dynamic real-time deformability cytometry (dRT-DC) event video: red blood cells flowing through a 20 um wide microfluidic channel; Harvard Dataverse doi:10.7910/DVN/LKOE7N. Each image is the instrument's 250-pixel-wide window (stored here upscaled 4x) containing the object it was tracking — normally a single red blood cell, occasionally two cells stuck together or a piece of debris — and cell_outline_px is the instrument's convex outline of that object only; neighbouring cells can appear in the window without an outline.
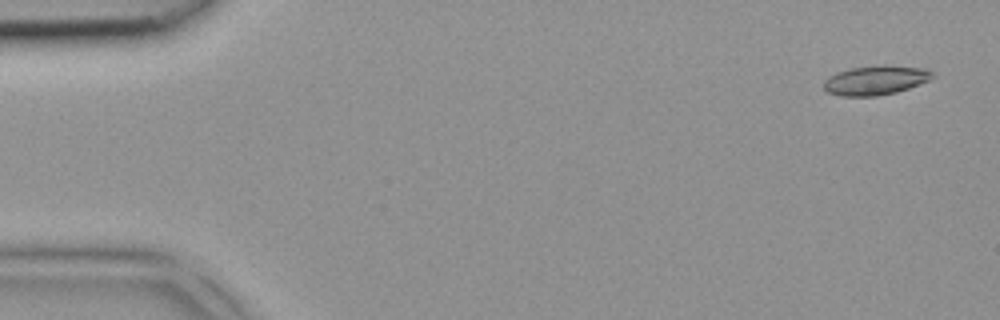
{"species": "common noctule bat (a hibernating species)", "species_latin": "Nyctalus noctula", "temperature_condition": "room temperature", "stored_images_in_passage": 2, "segment_of_instrument_passage": [2, 2], "camera_frame_rate_fps": 3000, "um_per_image_px": 0.085, "animal": {"sex": "female", "body_mass_g": 18.4}, "frame": {"image": 1, "passage_image": 2, "time_ms": 0.333, "image_size_px": [1000, 320], "cell_outline_px": [[932, 76], [928, 80], [908, 88], [896, 92], [876, 96], [840, 96], [828, 92], [824, 88], [824, 80], [828, 76], [836, 72], [852, 68], [884, 64], [924, 68], [932, 72]], "centroid_in_image_um": [74.38, 6.81], "position_along_channel_um": 10.6, "area_um2": 18.5}}